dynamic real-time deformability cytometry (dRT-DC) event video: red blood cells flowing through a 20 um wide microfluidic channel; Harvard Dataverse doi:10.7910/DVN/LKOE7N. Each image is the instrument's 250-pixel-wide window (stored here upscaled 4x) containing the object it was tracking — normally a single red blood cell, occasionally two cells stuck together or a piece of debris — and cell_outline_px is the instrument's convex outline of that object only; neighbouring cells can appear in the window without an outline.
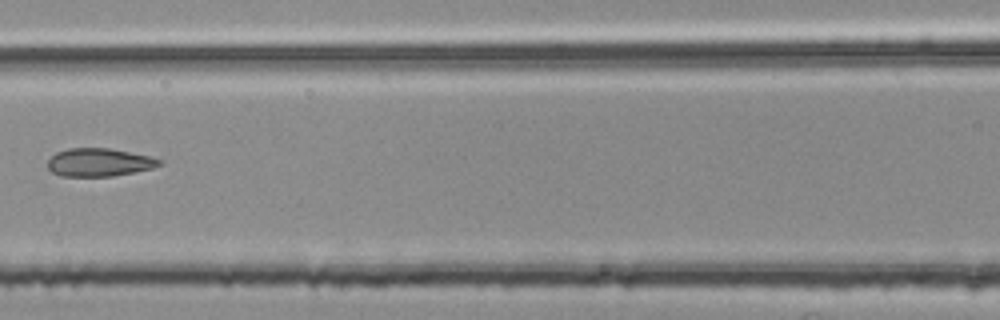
{"species": "common noctule bat (a hibernating species)", "species_latin": "Nyctalus noctula", "temperature_condition": "room temperature", "stored_images_in_passage": 6, "segment_of_instrument_passage": [2, 2], "camera_frame_rate_fps": 3000, "um_per_image_px": 0.085, "animal": {"sex": "female", "body_mass_g": 25.1}, "frame": {"image": 1, "passage_image": 6, "time_ms": 1.667, "image_size_px": [1000, 320], "cell_outline_px": [[160, 164], [152, 168], [112, 176], [60, 176], [52, 172], [48, 168], [48, 160], [56, 152], [68, 148], [108, 148], [152, 156], [160, 160]], "centroid_in_image_um": [8.39, 13.79], "position_along_channel_um": 158.2, "area_um2": 18.15}}